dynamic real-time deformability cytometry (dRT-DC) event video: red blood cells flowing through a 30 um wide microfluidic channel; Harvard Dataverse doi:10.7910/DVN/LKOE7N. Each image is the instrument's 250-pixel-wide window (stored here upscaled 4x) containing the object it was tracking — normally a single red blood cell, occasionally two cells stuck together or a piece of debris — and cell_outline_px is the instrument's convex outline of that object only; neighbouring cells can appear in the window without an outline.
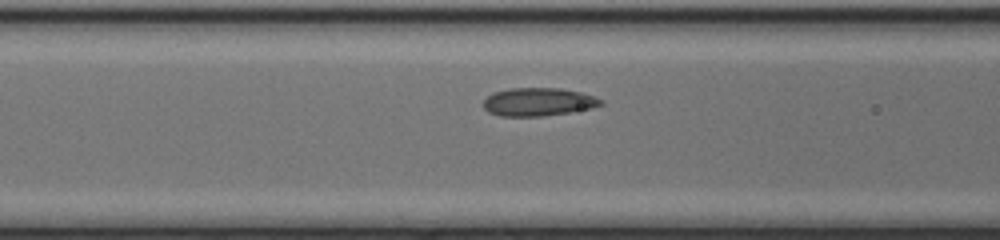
{"species": "common noctule bat (a hibernating species)", "species_latin": "Nyctalus noctula", "temperature_condition": "cold", "stored_images_in_passage": 6, "camera_frame_rate_fps": 3000, "um_per_image_px": 0.085, "animal": {"sex": "female", "body_mass_g": 17.0, "forearm_length_mm": 48.0}, "frame": {"image": 1, "passage_image": 4, "time_ms": 1.0, "image_size_px": [1000, 240], "cell_outline_px": [[604, 104], [592, 108], [572, 112], [544, 116], [500, 116], [488, 112], [484, 108], [484, 100], [492, 92], [508, 88], [560, 88], [580, 92], [604, 100]], "centroid_in_image_um": [45.76, 8.66], "position_along_channel_um": 120.8, "area_um2": 19.42}}